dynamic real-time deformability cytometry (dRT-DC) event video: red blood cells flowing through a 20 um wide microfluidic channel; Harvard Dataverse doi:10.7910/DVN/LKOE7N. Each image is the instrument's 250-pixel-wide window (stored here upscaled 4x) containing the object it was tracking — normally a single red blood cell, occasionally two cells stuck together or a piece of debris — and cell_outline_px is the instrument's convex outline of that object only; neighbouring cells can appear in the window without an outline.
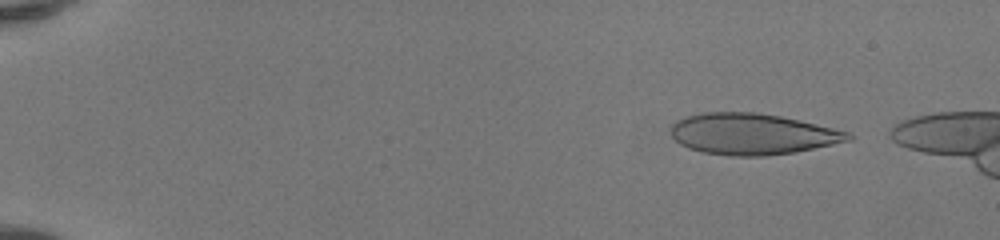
{"species": "human", "species_latin": "Homo sapiens", "temperature_condition": "room temperature", "stored_images_in_passage": 48, "camera_frame_rate_fps": 3000, "um_per_image_px": 0.085, "donor": {"sex": "female"}, "frame": {"image": 1, "passage_image": 3, "time_ms": 0.667, "image_size_px": [1000, 240], "cell_outline_px": [[856, 136], [852, 140], [796, 152], [764, 156], [732, 156], [704, 152], [688, 148], [680, 144], [672, 136], [672, 124], [676, 120], [684, 116], [704, 112], [756, 112], [780, 116], [832, 128], [848, 132]], "centroid_in_image_um": [63.94, 11.39], "position_along_channel_um": 21.1, "area_um2": 42.48}}
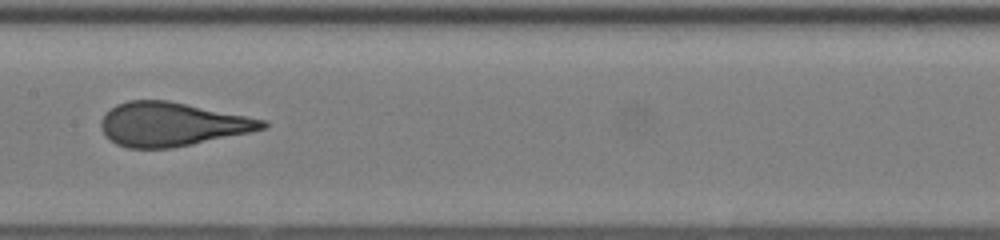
{"frame": {"image": 2, "passage_image": 25, "time_ms": 8.0, "image_size_px": [1000, 240], "cell_outline_px": [[268, 124], [264, 128], [252, 132], [172, 148], [128, 148], [116, 144], [104, 136], [100, 124], [100, 120], [116, 104], [128, 100], [168, 100], [268, 120]], "centroid_in_image_um": [14.61, 10.56], "position_along_channel_um": 192.8, "area_um2": 41.27}}
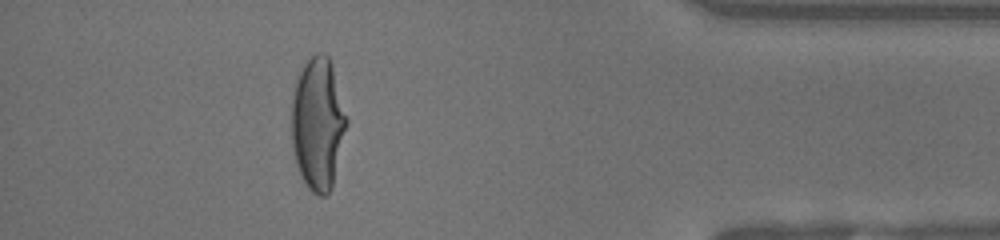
{"frame": {"image": 3, "passage_image": 43, "time_ms": 14.0, "image_size_px": [1000, 240], "cell_outline_px": [[348, 124], [332, 188], [324, 196], [320, 196], [312, 192], [308, 188], [300, 176], [296, 164], [292, 148], [292, 100], [296, 80], [304, 64], [316, 52], [324, 52], [328, 56], [332, 64], [348, 120]], "centroid_in_image_um": [27.03, 10.53], "position_along_channel_um": 408.2, "area_um2": 42.71}}